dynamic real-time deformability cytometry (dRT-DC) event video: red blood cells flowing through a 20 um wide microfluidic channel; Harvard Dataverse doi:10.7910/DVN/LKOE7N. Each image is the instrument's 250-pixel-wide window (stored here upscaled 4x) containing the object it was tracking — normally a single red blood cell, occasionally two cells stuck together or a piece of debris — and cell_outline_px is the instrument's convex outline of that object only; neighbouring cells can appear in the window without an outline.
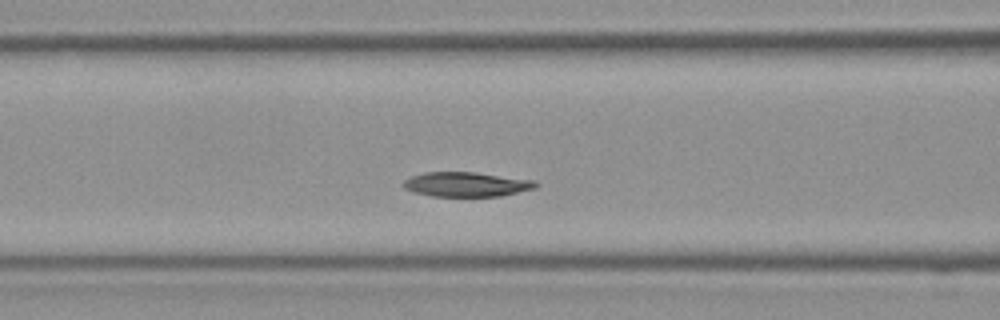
{"species": "Egyptian fruit bat (a non-hibernating species)", "species_latin": "Rousettus aegyptiacus", "temperature_condition": "room temperature", "stored_images_in_passage": 29, "camera_frame_rate_fps": 3000, "um_per_image_px": 0.085, "frame": {"image": 1, "passage_image": 4, "time_ms": 1.0, "image_size_px": [1000, 320], "cell_outline_px": [[540, 184], [536, 188], [500, 196], [432, 196], [416, 192], [404, 188], [400, 184], [404, 180], [412, 176], [424, 172], [472, 172], [536, 180]], "centroid_in_image_um": [39.66, 15.66], "position_along_channel_um": 126.9, "area_um2": 18.96}}
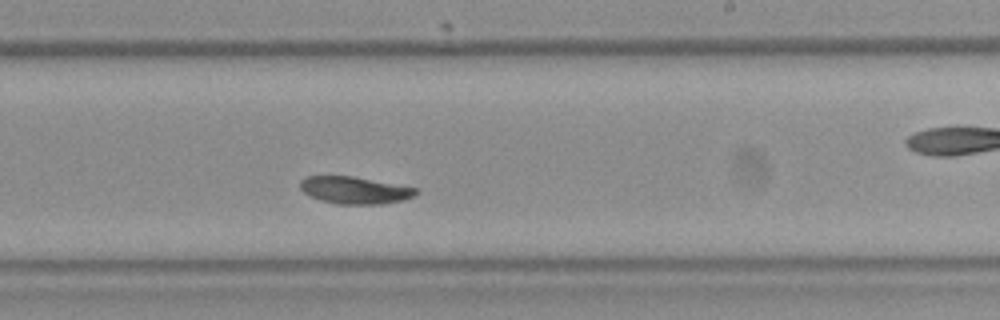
{"frame": {"image": 2, "passage_image": 12, "time_ms": 3.667, "image_size_px": [1000, 320], "cell_outline_px": [[420, 192], [404, 200], [380, 204], [336, 204], [320, 200], [308, 196], [300, 188], [300, 180], [308, 176], [352, 176], [416, 188]], "centroid_in_image_um": [30.12, 16.17], "position_along_channel_um": 258.9, "area_um2": 18.26}}
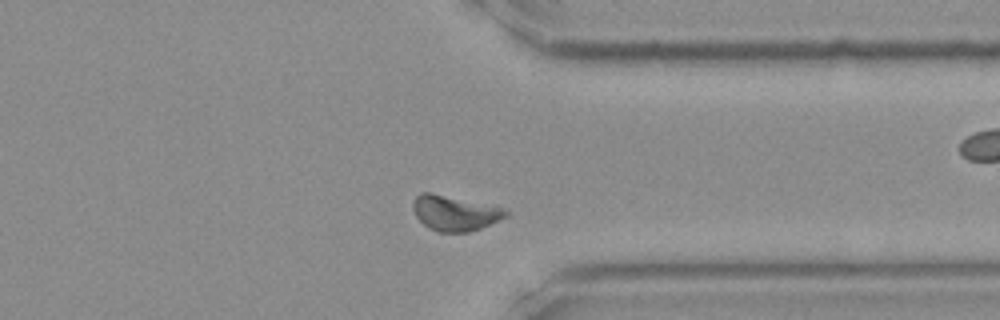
{"frame": {"image": 3, "passage_image": 19, "time_ms": 6.0, "image_size_px": [1000, 320], "cell_outline_px": [[508, 216], [480, 228], [468, 232], [440, 232], [428, 228], [416, 216], [412, 208], [412, 204], [416, 196], [420, 192], [432, 192], [504, 208], [508, 212]], "centroid_in_image_um": [38.63, 18.1], "position_along_channel_um": 372.8, "area_um2": 18.96}}